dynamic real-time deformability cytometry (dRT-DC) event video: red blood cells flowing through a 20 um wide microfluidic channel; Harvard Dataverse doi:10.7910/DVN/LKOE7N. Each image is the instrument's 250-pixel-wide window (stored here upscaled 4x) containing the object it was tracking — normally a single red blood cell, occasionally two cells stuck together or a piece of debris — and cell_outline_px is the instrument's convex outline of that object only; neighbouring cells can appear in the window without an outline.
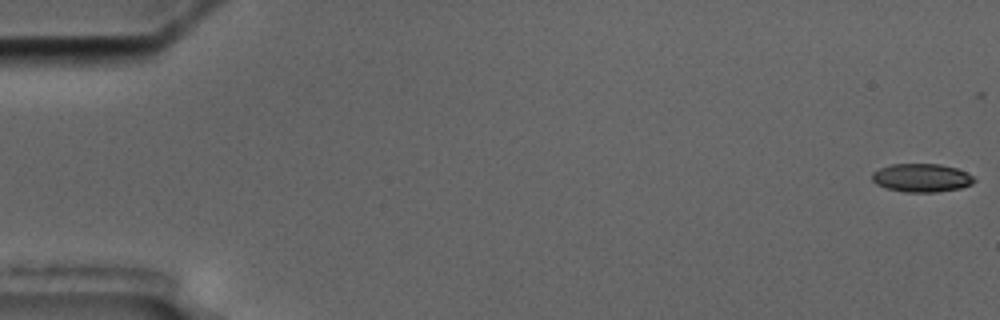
{"species": "common noctule bat (a hibernating species)", "species_latin": "Nyctalus noctula", "temperature_condition": "cold", "stored_images_in_passage": 6, "camera_frame_rate_fps": 3000, "um_per_image_px": 0.085, "animal": {"sex": "male", "body_mass_g": 17.5, "forearm_length_mm": 52.3}, "frame": {"image": 1, "passage_image": 1, "time_ms": 0.0, "image_size_px": [1000, 320], "cell_outline_px": [[976, 180], [972, 184], [960, 188], [936, 192], [904, 192], [888, 188], [876, 184], [872, 180], [872, 172], [880, 168], [892, 164], [940, 164], [956, 168], [972, 176]], "centroid_in_image_um": [78.32, 15.11], "position_along_channel_um": 6.7, "area_um2": 16.76}}
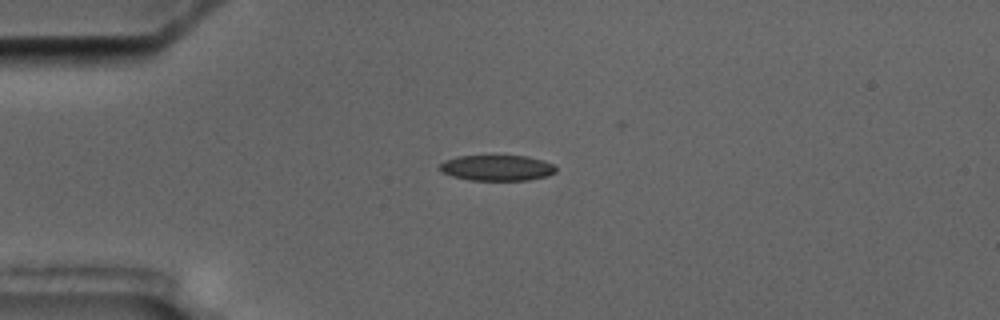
{"frame": {"image": 2, "passage_image": 5, "time_ms": 4.667, "image_size_px": [1000, 320], "cell_outline_px": [[556, 172], [548, 176], [528, 180], [468, 180], [452, 176], [436, 168], [444, 160], [456, 156], [528, 156], [544, 160], [552, 164], [556, 168]], "centroid_in_image_um": [42.23, 14.27], "position_along_channel_um": 42.8, "area_um2": 17.51}}